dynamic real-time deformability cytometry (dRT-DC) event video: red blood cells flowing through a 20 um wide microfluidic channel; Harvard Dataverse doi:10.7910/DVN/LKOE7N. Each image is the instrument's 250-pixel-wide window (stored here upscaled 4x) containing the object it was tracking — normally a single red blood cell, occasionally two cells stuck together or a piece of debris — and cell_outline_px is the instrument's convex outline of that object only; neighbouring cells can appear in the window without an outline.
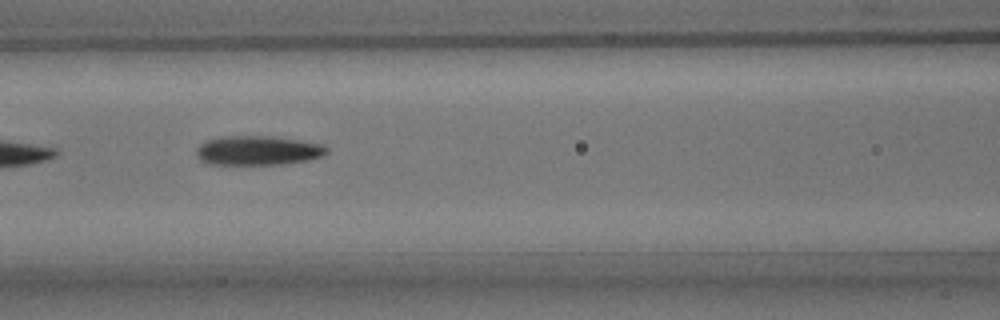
{"species": "common noctule bat (a hibernating species)", "species_latin": "Nyctalus noctula", "temperature_condition": "room temperature", "stored_images_in_passage": 6, "camera_frame_rate_fps": 3000, "um_per_image_px": 0.085, "animal": {"sex": "male", "body_mass_g": 15.6}, "frame": {"image": 1, "passage_image": 5, "time_ms": 5.333, "image_size_px": [1000, 320], "cell_outline_px": [[328, 152], [324, 156], [308, 160], [280, 164], [208, 164], [200, 160], [196, 156], [196, 148], [200, 144], [208, 140], [220, 136], [272, 136], [300, 140], [324, 144], [328, 148]], "centroid_in_image_um": [21.93, 12.78], "position_along_channel_um": 144.7, "area_um2": 22.48}}
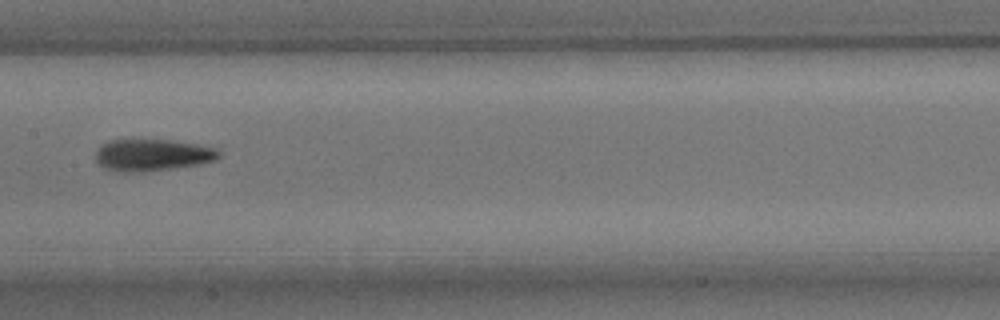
{"frame": {"image": 2, "passage_image": 6, "time_ms": 6.667, "image_size_px": [1000, 320], "cell_outline_px": [[220, 156], [216, 160], [200, 164], [172, 168], [140, 172], [120, 172], [104, 168], [96, 160], [96, 152], [104, 144], [112, 140], [168, 140], [196, 144], [216, 148], [220, 152]], "centroid_in_image_um": [12.98, 13.18], "position_along_channel_um": 194.4, "area_um2": 22.6}}